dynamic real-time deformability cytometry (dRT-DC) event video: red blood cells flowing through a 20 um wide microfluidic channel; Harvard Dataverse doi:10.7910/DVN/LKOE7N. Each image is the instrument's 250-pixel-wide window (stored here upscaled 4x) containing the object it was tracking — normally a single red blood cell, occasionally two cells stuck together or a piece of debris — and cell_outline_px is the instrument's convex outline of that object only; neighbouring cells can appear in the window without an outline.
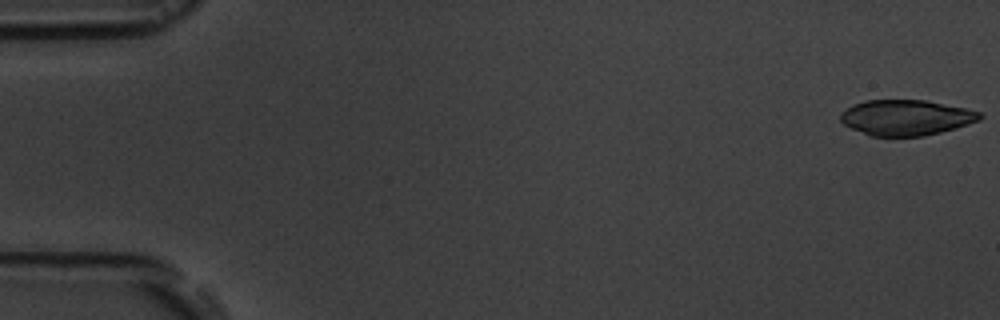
{"species": "common noctule bat (a hibernating species)", "species_latin": "Nyctalus noctula", "temperature_condition": "room temperature", "stored_images_in_passage": 6, "camera_frame_rate_fps": 3000, "um_per_image_px": 0.085, "animal": {"sex": "male", "body_mass_g": 19.5, "forearm_length_mm": 54.6}, "frame": {"image": 1, "passage_image": 1, "time_ms": 0.0, "image_size_px": [1000, 320], "cell_outline_px": [[984, 116], [980, 120], [968, 124], [940, 132], [924, 136], [868, 136], [844, 124], [840, 120], [840, 112], [852, 104], [864, 100], [924, 100], [964, 108], [980, 112]], "centroid_in_image_um": [76.97, 9.99], "position_along_channel_um": 8.0, "area_um2": 28.84}}